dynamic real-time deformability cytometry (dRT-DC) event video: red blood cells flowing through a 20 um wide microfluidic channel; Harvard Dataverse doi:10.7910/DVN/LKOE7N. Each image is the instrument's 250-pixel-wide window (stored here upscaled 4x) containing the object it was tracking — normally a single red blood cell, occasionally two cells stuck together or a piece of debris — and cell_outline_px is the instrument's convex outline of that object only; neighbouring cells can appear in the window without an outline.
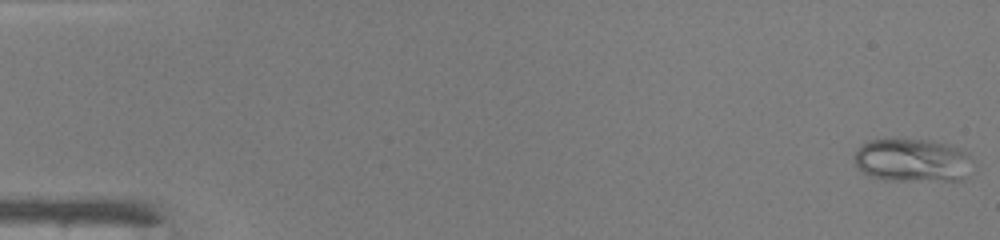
{"species": "common noctule bat (a hibernating species)", "species_latin": "Nyctalus noctula", "temperature_condition": "warm", "stored_images_in_passage": 48, "camera_frame_rate_fps": 3000, "um_per_image_px": 0.085, "animal": {"sex": "male", "body_mass_g": 19.0, "forearm_length_mm": 50.8}, "frame": {"image": 1, "passage_image": 1, "time_ms": 0.0, "image_size_px": [1000, 240], "cell_outline_px": [[972, 160], [960, 180], [884, 180], [872, 176], [864, 172], [852, 160], [856, 152], [868, 140], [928, 140], [960, 148], [968, 152], [972, 156]], "centroid_in_image_um": [77.54, 13.62], "position_along_channel_um": 7.5, "area_um2": 29.19}}
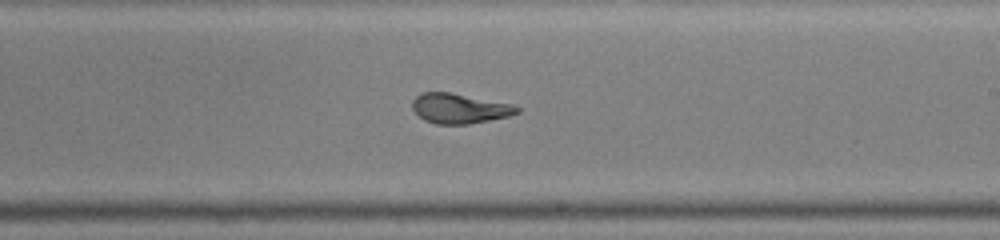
{"frame": {"image": 2, "passage_image": 29, "time_ms": 9.333, "image_size_px": [1000, 240], "cell_outline_px": [[520, 112], [508, 116], [468, 124], [436, 124], [424, 120], [412, 108], [412, 100], [420, 92], [448, 92], [512, 104], [520, 108]], "centroid_in_image_um": [39.03, 9.21], "position_along_channel_um": 250.0, "area_um2": 18.09}}
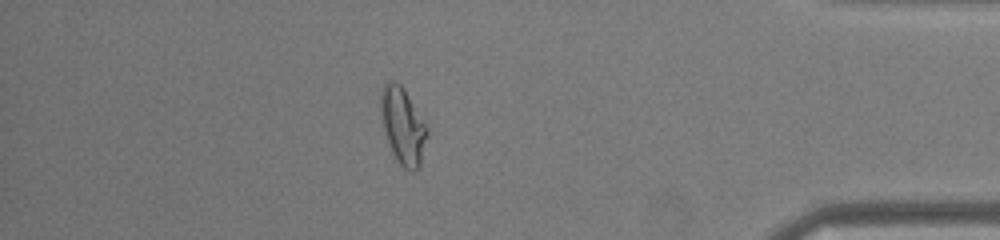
{"frame": {"image": 3, "passage_image": 42, "time_ms": 13.667, "image_size_px": [1000, 240], "cell_outline_px": [[428, 136], [420, 164], [412, 172], [404, 168], [400, 164], [392, 152], [384, 128], [380, 112], [380, 92], [384, 84], [388, 80], [396, 80], [404, 88], [428, 128]], "centroid_in_image_um": [34.24, 10.65], "position_along_channel_um": 401.0, "area_um2": 20.58}, "authors_computed_cell_mechanics": {"area_um2": 20.1433, "velocity_mm_per_s": 4.2614, "shape_relaxation_time_tau1_ms": null, "shape_relaxation_time_tau2_ms": 0.6275, "deformation_change_tau1": null, "deformation_change_tau2": 0.0619}}